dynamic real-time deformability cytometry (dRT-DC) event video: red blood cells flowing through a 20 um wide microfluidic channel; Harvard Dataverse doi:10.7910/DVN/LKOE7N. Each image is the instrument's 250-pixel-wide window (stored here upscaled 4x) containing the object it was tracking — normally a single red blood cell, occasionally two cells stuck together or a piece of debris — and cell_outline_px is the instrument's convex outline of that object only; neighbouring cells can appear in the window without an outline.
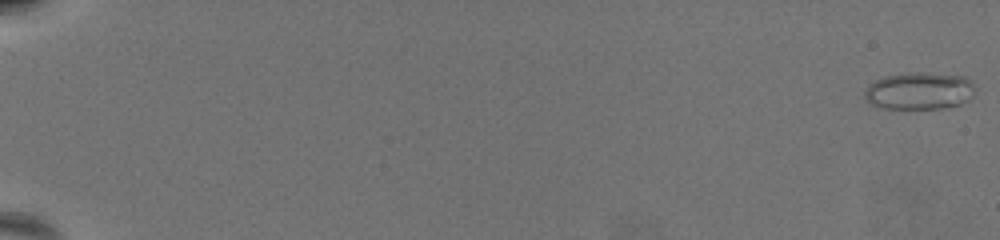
{"species": "common noctule bat (a hibernating species)", "species_latin": "Nyctalus noctula", "temperature_condition": "warm", "stored_images_in_passage": 25, "camera_frame_rate_fps": 3000, "um_per_image_px": 0.085, "animal": {"sex": "female", "body_mass_g": 19.5, "forearm_length_mm": 54.1}, "frame": {"image": 1, "passage_image": 1, "time_ms": 0.0, "image_size_px": [1000, 240], "cell_outline_px": [[976, 88], [972, 96], [968, 100], [960, 104], [940, 108], [884, 108], [872, 104], [864, 96], [864, 92], [876, 80], [888, 76], [912, 72], [920, 72], [964, 76], [972, 80]], "centroid_in_image_um": [78.21, 7.72], "position_along_channel_um": 6.8, "area_um2": 23.7}}
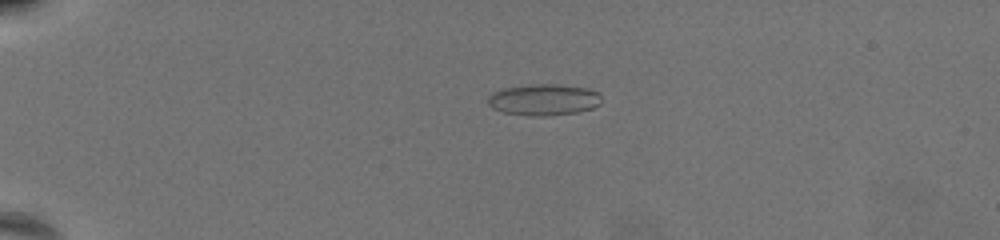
{"frame": {"image": 2, "passage_image": 17, "time_ms": 5.333, "image_size_px": [1000, 240], "cell_outline_px": [[600, 104], [592, 108], [576, 112], [544, 116], [528, 116], [504, 112], [492, 108], [488, 104], [488, 96], [492, 92], [504, 88], [536, 84], [556, 84], [584, 88], [596, 92], [600, 96]], "centroid_in_image_um": [46.17, 8.48], "position_along_channel_um": 38.8, "area_um2": 20.52}}